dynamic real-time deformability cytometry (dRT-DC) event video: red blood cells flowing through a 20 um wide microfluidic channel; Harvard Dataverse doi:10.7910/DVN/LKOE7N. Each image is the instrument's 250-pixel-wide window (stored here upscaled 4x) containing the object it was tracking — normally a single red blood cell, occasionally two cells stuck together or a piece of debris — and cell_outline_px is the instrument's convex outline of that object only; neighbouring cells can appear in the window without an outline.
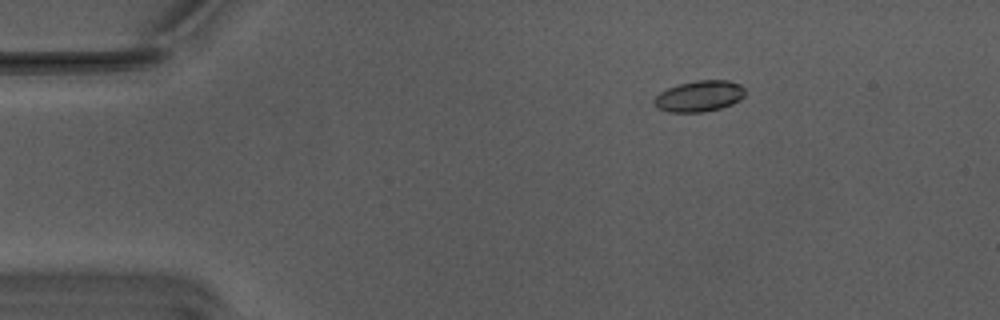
{"species": "Egyptian fruit bat (a non-hibernating species)", "species_latin": "Rousettus aegyptiacus", "temperature_condition": "warm", "stored_images_in_passage": 22, "camera_frame_rate_fps": 3000, "um_per_image_px": 0.085, "animal": {"sex": "male"}, "frame": {"image": 1, "passage_image": 10, "time_ms": 3.0, "image_size_px": [1000, 320], "cell_outline_px": [[744, 96], [740, 100], [732, 104], [720, 108], [704, 112], [668, 112], [656, 108], [652, 104], [652, 100], [660, 92], [668, 88], [680, 84], [696, 80], [728, 80], [740, 84], [744, 88]], "centroid_in_image_um": [59.41, 8.18], "position_along_channel_um": 25.6, "area_um2": 16.59}}
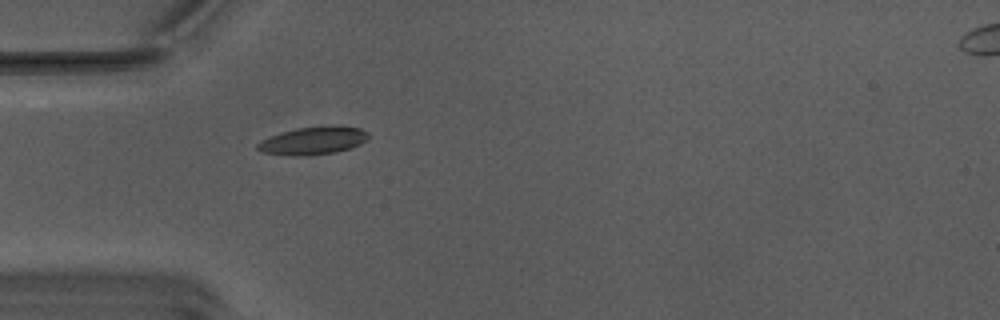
{"frame": {"image": 2, "passage_image": 18, "time_ms": 5.667, "image_size_px": [1000, 320], "cell_outline_px": [[368, 136], [360, 144], [352, 148], [336, 152], [304, 156], [264, 152], [256, 148], [256, 144], [260, 140], [280, 132], [296, 128], [332, 124], [340, 124], [360, 128], [368, 132]], "centroid_in_image_um": [26.65, 11.92], "position_along_channel_um": 58.4, "area_um2": 18.21}}
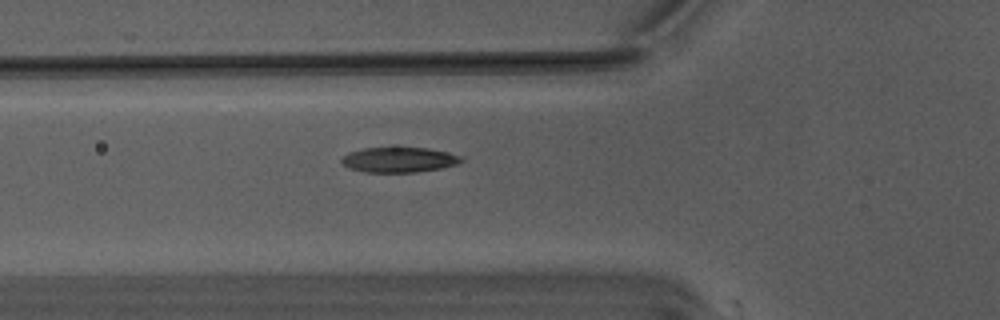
{"frame": {"image": 3, "passage_image": 21, "time_ms": 6.667, "image_size_px": [1000, 320], "cell_outline_px": [[464, 160], [456, 164], [440, 168], [416, 172], [364, 172], [348, 168], [340, 160], [348, 152], [364, 148], [428, 148], [448, 152], [464, 156]], "centroid_in_image_um": [33.93, 13.58], "position_along_channel_um": 91.9, "area_um2": 17.51}}